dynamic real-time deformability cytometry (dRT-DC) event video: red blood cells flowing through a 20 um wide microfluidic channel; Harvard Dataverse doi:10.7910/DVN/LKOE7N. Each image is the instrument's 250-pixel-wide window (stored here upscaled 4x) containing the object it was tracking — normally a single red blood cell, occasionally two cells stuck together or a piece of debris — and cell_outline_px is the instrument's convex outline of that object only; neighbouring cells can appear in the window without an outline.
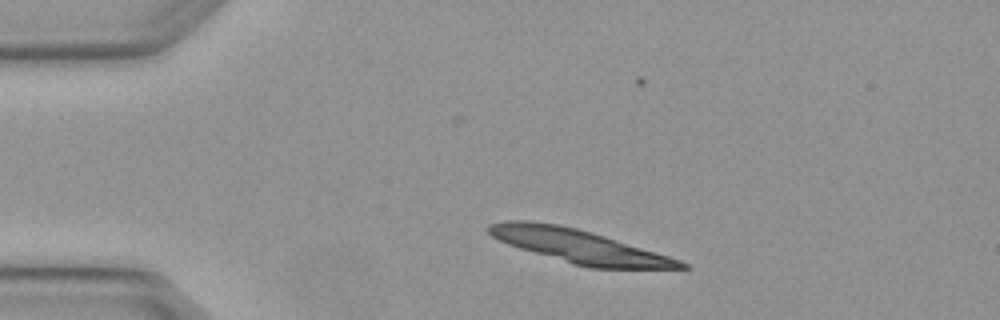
{"species": "Egyptian fruit bat (a non-hibernating species)", "species_latin": "Rousettus aegyptiacus", "temperature_condition": "warm", "stored_images_in_passage": 4, "segment_of_instrument_passage": [1, 2], "camera_frame_rate_fps": 3000, "um_per_image_px": 0.085, "animal": {"sex": "female"}, "frame": {"image": 1, "passage_image": 1, "time_ms": 0.0, "image_size_px": [1000, 320], "cell_outline_px": [[692, 268], [588, 268], [572, 264], [520, 248], [508, 244], [492, 236], [488, 232], [488, 224], [508, 220], [524, 220], [556, 224], [576, 228], [592, 232], [656, 252], [680, 260], [688, 264]], "centroid_in_image_um": [49.21, 20.93], "position_along_channel_um": 35.8, "area_um2": 36.93}}